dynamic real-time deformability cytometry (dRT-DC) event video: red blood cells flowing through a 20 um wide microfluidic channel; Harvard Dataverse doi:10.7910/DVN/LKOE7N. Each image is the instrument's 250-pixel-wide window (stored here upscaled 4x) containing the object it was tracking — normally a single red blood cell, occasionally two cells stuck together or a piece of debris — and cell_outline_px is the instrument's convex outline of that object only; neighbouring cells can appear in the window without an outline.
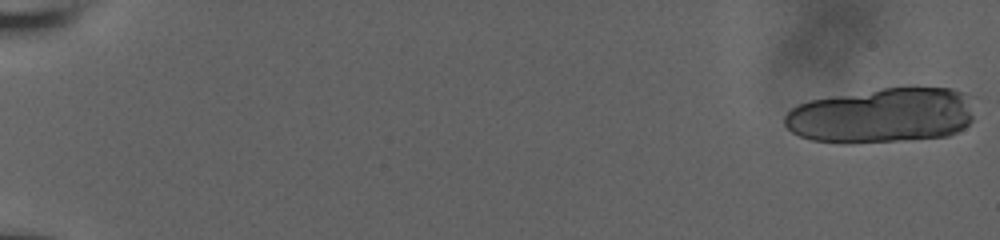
{"species": "human", "species_latin": "Homo sapiens", "temperature_condition": "room temperature", "stored_images_in_passage": 22, "camera_frame_rate_fps": 3000, "um_per_image_px": 0.085, "donor": {"sex": "male"}, "frame": {"image": 1, "passage_image": 1, "time_ms": 0.0, "image_size_px": [1000, 240], "cell_outline_px": [[976, 96], [972, 120], [964, 128], [948, 136], [900, 140], [848, 144], [844, 144], [812, 140], [800, 136], [792, 132], [784, 124], [784, 116], [792, 108], [808, 100], [884, 88], [952, 88]], "centroid_in_image_um": [75.03, 9.81], "position_along_channel_um": 10.0, "area_um2": 61.56}}